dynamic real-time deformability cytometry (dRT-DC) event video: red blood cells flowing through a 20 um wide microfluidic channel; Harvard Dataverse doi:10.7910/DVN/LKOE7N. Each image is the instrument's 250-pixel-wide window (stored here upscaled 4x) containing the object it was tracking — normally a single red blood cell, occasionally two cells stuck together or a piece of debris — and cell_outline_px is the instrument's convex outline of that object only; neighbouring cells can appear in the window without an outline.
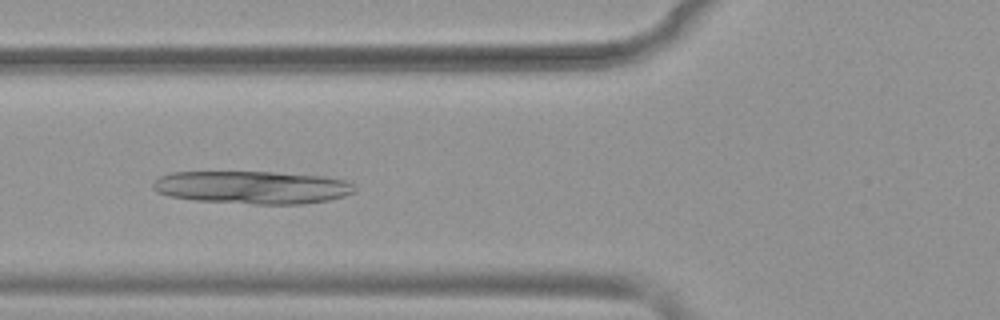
{"species": "common noctule bat (a hibernating species)", "species_latin": "Nyctalus noctula", "temperature_condition": "warm", "stored_images_in_passage": 38, "camera_frame_rate_fps": 3000, "um_per_image_px": 0.085, "animal": {"sex": "female", "body_mass_g": 19.9}, "frame": {"image": 1, "passage_image": 8, "time_ms": 2.333, "image_size_px": [1000, 320], "cell_outline_px": [[356, 188], [352, 192], [344, 196], [328, 200], [304, 204], [252, 204], [196, 200], [168, 196], [156, 192], [152, 188], [152, 184], [160, 176], [172, 172], [272, 172], [324, 176], [344, 180], [352, 184]], "centroid_in_image_um": [21.42, 15.93], "position_along_channel_um": 104.4, "area_um2": 38.61}}
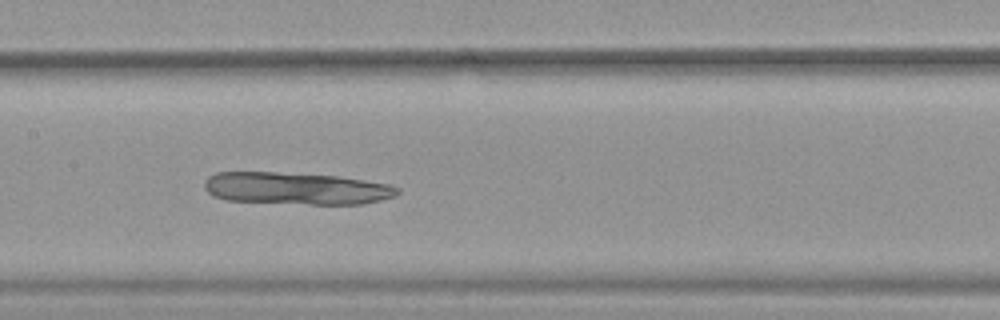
{"frame": {"image": 2, "passage_image": 14, "time_ms": 4.333, "image_size_px": [1000, 320], "cell_outline_px": [[400, 192], [396, 196], [364, 204], [308, 204], [224, 200], [212, 196], [204, 188], [204, 180], [208, 176], [216, 172], [276, 172], [340, 176], [388, 184], [400, 188]], "centroid_in_image_um": [25.16, 16.01], "position_along_channel_um": 182.2, "area_um2": 36.47}}
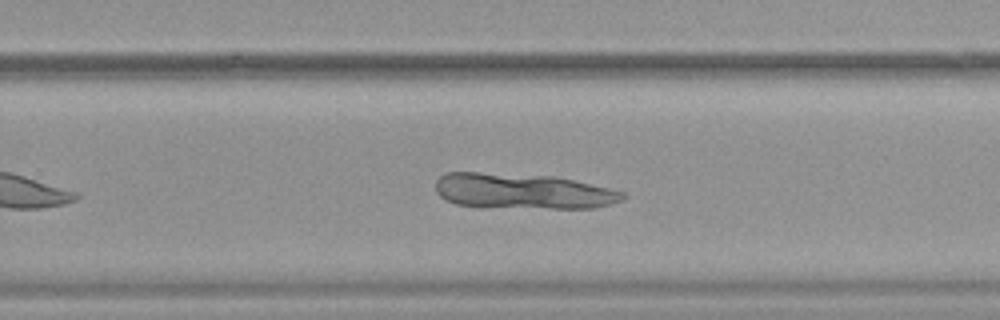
{"frame": {"image": 3, "passage_image": 22, "time_ms": 7.0, "image_size_px": [1000, 320], "cell_outline_px": [[628, 196], [624, 200], [596, 208], [552, 208], [456, 204], [444, 200], [436, 192], [436, 180], [444, 172], [480, 172], [556, 176], [608, 188], [624, 192]], "centroid_in_image_um": [44.46, 16.23], "position_along_channel_um": 285.3, "area_um2": 38.44}}